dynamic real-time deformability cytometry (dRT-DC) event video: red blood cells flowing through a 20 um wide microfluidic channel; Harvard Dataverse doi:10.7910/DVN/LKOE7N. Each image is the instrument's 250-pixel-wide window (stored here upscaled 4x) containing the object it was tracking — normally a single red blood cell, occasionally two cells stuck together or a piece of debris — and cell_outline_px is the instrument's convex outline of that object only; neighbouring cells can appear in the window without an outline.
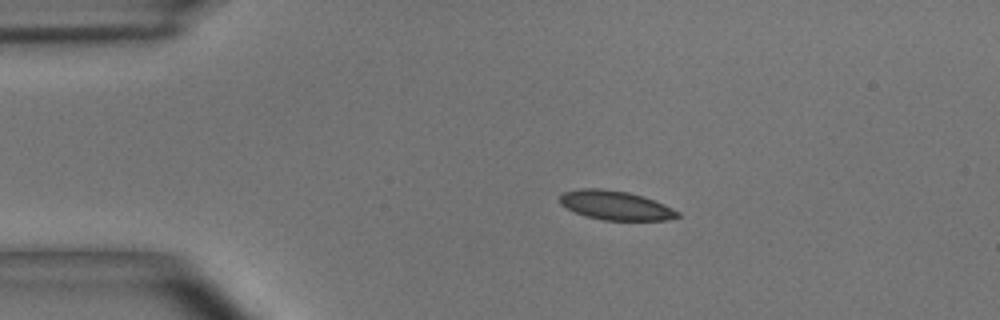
{"species": "common noctule bat (a hibernating species)", "species_latin": "Nyctalus noctula", "temperature_condition": "room temperature", "stored_images_in_passage": 14, "camera_frame_rate_fps": 3000, "um_per_image_px": 0.085, "animal": {"sex": "male", "body_mass_g": 15.6}, "frame": {"image": 1, "passage_image": 3, "time_ms": 0.667, "image_size_px": [1000, 320], "cell_outline_px": [[680, 216], [668, 220], [604, 220], [584, 216], [560, 204], [560, 196], [564, 192], [580, 188], [600, 188], [628, 192], [664, 204], [680, 212]], "centroid_in_image_um": [52.31, 17.46], "position_along_channel_um": 32.7, "area_um2": 19.83}}
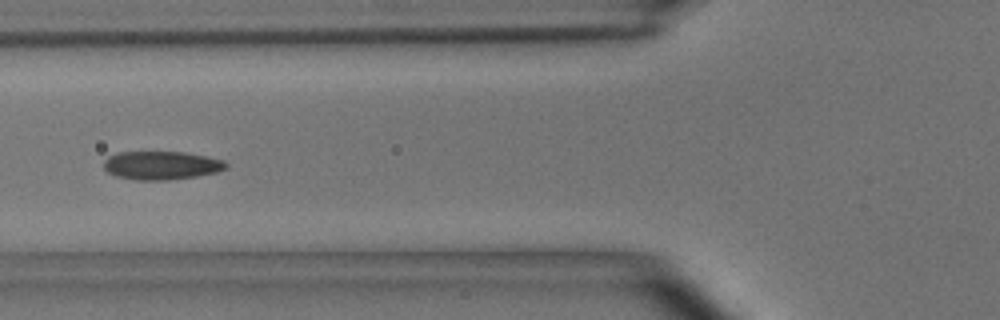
{"frame": {"image": 2, "passage_image": 5, "time_ms": 1.333, "image_size_px": [1000, 320], "cell_outline_px": [[228, 168], [216, 172], [196, 176], [168, 180], [136, 180], [116, 176], [108, 172], [104, 168], [104, 160], [108, 156], [116, 152], [184, 152], [224, 160], [228, 164]], "centroid_in_image_um": [13.71, 14.05], "position_along_channel_um": 112.1, "area_um2": 20.29}}
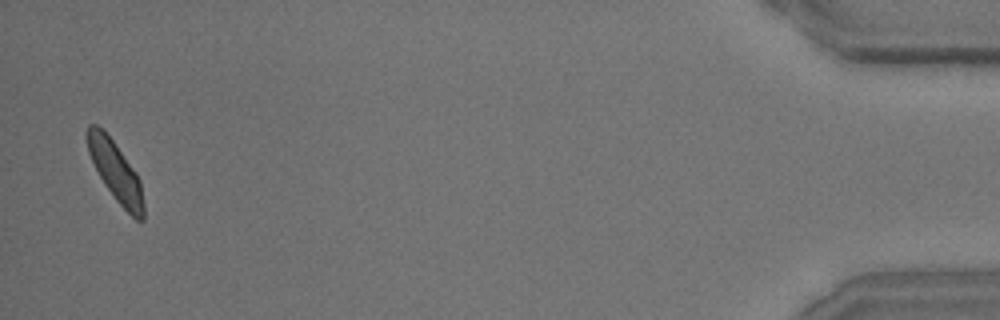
{"frame": {"image": 3, "passage_image": 14, "time_ms": 4.333, "image_size_px": [1000, 320], "cell_outline_px": [[144, 220], [136, 220], [116, 200], [104, 184], [88, 152], [84, 136], [84, 132], [88, 124], [96, 124], [112, 140], [136, 172], [140, 180], [144, 204]], "centroid_in_image_um": [9.8, 14.55], "position_along_channel_um": 425.4, "area_um2": 19.48}}